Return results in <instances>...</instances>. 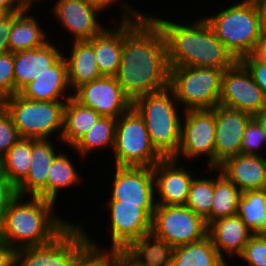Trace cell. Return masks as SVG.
Segmentation results:
<instances>
[{"mask_svg": "<svg viewBox=\"0 0 266 266\" xmlns=\"http://www.w3.org/2000/svg\"><path fill=\"white\" fill-rule=\"evenodd\" d=\"M208 170L209 174L219 172L217 177H214L211 213L205 218L207 225L214 220L237 215L238 201L242 193L218 168Z\"/></svg>", "mask_w": 266, "mask_h": 266, "instance_id": "f546056e", "label": "cell"}, {"mask_svg": "<svg viewBox=\"0 0 266 266\" xmlns=\"http://www.w3.org/2000/svg\"><path fill=\"white\" fill-rule=\"evenodd\" d=\"M174 247L152 232L133 241L123 252L138 266H171Z\"/></svg>", "mask_w": 266, "mask_h": 266, "instance_id": "4316f807", "label": "cell"}, {"mask_svg": "<svg viewBox=\"0 0 266 266\" xmlns=\"http://www.w3.org/2000/svg\"><path fill=\"white\" fill-rule=\"evenodd\" d=\"M260 1L262 0H241L239 2L245 4L257 5Z\"/></svg>", "mask_w": 266, "mask_h": 266, "instance_id": "db71d44e", "label": "cell"}, {"mask_svg": "<svg viewBox=\"0 0 266 266\" xmlns=\"http://www.w3.org/2000/svg\"><path fill=\"white\" fill-rule=\"evenodd\" d=\"M87 240L88 242L75 254L70 266H112L116 250L100 247L89 235Z\"/></svg>", "mask_w": 266, "mask_h": 266, "instance_id": "d590c367", "label": "cell"}, {"mask_svg": "<svg viewBox=\"0 0 266 266\" xmlns=\"http://www.w3.org/2000/svg\"><path fill=\"white\" fill-rule=\"evenodd\" d=\"M124 2L120 6L123 10L120 22L114 25L115 27L105 28L100 34L88 40L93 46L95 60L102 76H116L121 62L125 22L137 19L142 14L129 2Z\"/></svg>", "mask_w": 266, "mask_h": 266, "instance_id": "9a60e30c", "label": "cell"}, {"mask_svg": "<svg viewBox=\"0 0 266 266\" xmlns=\"http://www.w3.org/2000/svg\"><path fill=\"white\" fill-rule=\"evenodd\" d=\"M209 236L174 247L171 266H228Z\"/></svg>", "mask_w": 266, "mask_h": 266, "instance_id": "f1b7e54d", "label": "cell"}, {"mask_svg": "<svg viewBox=\"0 0 266 266\" xmlns=\"http://www.w3.org/2000/svg\"><path fill=\"white\" fill-rule=\"evenodd\" d=\"M64 55L48 68V71L27 84L19 93L23 97L35 101H67L73 97V92L69 91L71 88Z\"/></svg>", "mask_w": 266, "mask_h": 266, "instance_id": "603a6c76", "label": "cell"}, {"mask_svg": "<svg viewBox=\"0 0 266 266\" xmlns=\"http://www.w3.org/2000/svg\"><path fill=\"white\" fill-rule=\"evenodd\" d=\"M15 253L11 245L0 239V266H14Z\"/></svg>", "mask_w": 266, "mask_h": 266, "instance_id": "ee69618b", "label": "cell"}, {"mask_svg": "<svg viewBox=\"0 0 266 266\" xmlns=\"http://www.w3.org/2000/svg\"><path fill=\"white\" fill-rule=\"evenodd\" d=\"M215 113V168L227 158L240 154L243 134L253 115L220 104L212 109Z\"/></svg>", "mask_w": 266, "mask_h": 266, "instance_id": "ac0fdd59", "label": "cell"}, {"mask_svg": "<svg viewBox=\"0 0 266 266\" xmlns=\"http://www.w3.org/2000/svg\"><path fill=\"white\" fill-rule=\"evenodd\" d=\"M256 7L259 13L261 29L263 32H266V0L260 1Z\"/></svg>", "mask_w": 266, "mask_h": 266, "instance_id": "681fc988", "label": "cell"}, {"mask_svg": "<svg viewBox=\"0 0 266 266\" xmlns=\"http://www.w3.org/2000/svg\"><path fill=\"white\" fill-rule=\"evenodd\" d=\"M32 9L12 13V28L9 38L10 52L30 50L44 46L50 40L38 23V18L29 14Z\"/></svg>", "mask_w": 266, "mask_h": 266, "instance_id": "484cf974", "label": "cell"}, {"mask_svg": "<svg viewBox=\"0 0 266 266\" xmlns=\"http://www.w3.org/2000/svg\"><path fill=\"white\" fill-rule=\"evenodd\" d=\"M32 154V138H20L0 160V170L18 187L27 177Z\"/></svg>", "mask_w": 266, "mask_h": 266, "instance_id": "1f68e13d", "label": "cell"}, {"mask_svg": "<svg viewBox=\"0 0 266 266\" xmlns=\"http://www.w3.org/2000/svg\"><path fill=\"white\" fill-rule=\"evenodd\" d=\"M10 14L11 12L8 9L0 7V21L5 20Z\"/></svg>", "mask_w": 266, "mask_h": 266, "instance_id": "f5cc1de1", "label": "cell"}, {"mask_svg": "<svg viewBox=\"0 0 266 266\" xmlns=\"http://www.w3.org/2000/svg\"><path fill=\"white\" fill-rule=\"evenodd\" d=\"M151 232L177 247L204 239L208 236V225L185 204L156 205Z\"/></svg>", "mask_w": 266, "mask_h": 266, "instance_id": "9c48e42d", "label": "cell"}, {"mask_svg": "<svg viewBox=\"0 0 266 266\" xmlns=\"http://www.w3.org/2000/svg\"><path fill=\"white\" fill-rule=\"evenodd\" d=\"M219 104L251 115L266 106V97L262 89L240 60L223 70Z\"/></svg>", "mask_w": 266, "mask_h": 266, "instance_id": "4fadbf2b", "label": "cell"}, {"mask_svg": "<svg viewBox=\"0 0 266 266\" xmlns=\"http://www.w3.org/2000/svg\"><path fill=\"white\" fill-rule=\"evenodd\" d=\"M12 28V13L0 21V54L10 52L9 38Z\"/></svg>", "mask_w": 266, "mask_h": 266, "instance_id": "7bdbcfd3", "label": "cell"}, {"mask_svg": "<svg viewBox=\"0 0 266 266\" xmlns=\"http://www.w3.org/2000/svg\"><path fill=\"white\" fill-rule=\"evenodd\" d=\"M20 138L11 115L0 104V160Z\"/></svg>", "mask_w": 266, "mask_h": 266, "instance_id": "f35d334b", "label": "cell"}, {"mask_svg": "<svg viewBox=\"0 0 266 266\" xmlns=\"http://www.w3.org/2000/svg\"><path fill=\"white\" fill-rule=\"evenodd\" d=\"M14 53L0 54V104L16 94L14 90Z\"/></svg>", "mask_w": 266, "mask_h": 266, "instance_id": "74e56055", "label": "cell"}, {"mask_svg": "<svg viewBox=\"0 0 266 266\" xmlns=\"http://www.w3.org/2000/svg\"><path fill=\"white\" fill-rule=\"evenodd\" d=\"M184 114V115H183ZM181 139L173 157L193 159L206 155L208 168H215V113L212 109L182 111Z\"/></svg>", "mask_w": 266, "mask_h": 266, "instance_id": "8fae6325", "label": "cell"}, {"mask_svg": "<svg viewBox=\"0 0 266 266\" xmlns=\"http://www.w3.org/2000/svg\"><path fill=\"white\" fill-rule=\"evenodd\" d=\"M83 224H71L50 243L16 250L15 266H70L75 254L88 242Z\"/></svg>", "mask_w": 266, "mask_h": 266, "instance_id": "30bf717a", "label": "cell"}, {"mask_svg": "<svg viewBox=\"0 0 266 266\" xmlns=\"http://www.w3.org/2000/svg\"><path fill=\"white\" fill-rule=\"evenodd\" d=\"M51 140L32 138L30 169L26 179L17 187L18 195L47 200V173L53 159L61 152H56Z\"/></svg>", "mask_w": 266, "mask_h": 266, "instance_id": "7402d4cb", "label": "cell"}, {"mask_svg": "<svg viewBox=\"0 0 266 266\" xmlns=\"http://www.w3.org/2000/svg\"><path fill=\"white\" fill-rule=\"evenodd\" d=\"M70 53L64 56L67 63L68 82L73 92L82 84L100 78L93 46L88 40L72 41Z\"/></svg>", "mask_w": 266, "mask_h": 266, "instance_id": "d4e9b609", "label": "cell"}, {"mask_svg": "<svg viewBox=\"0 0 266 266\" xmlns=\"http://www.w3.org/2000/svg\"><path fill=\"white\" fill-rule=\"evenodd\" d=\"M24 198L18 195L10 203L0 225V239L15 250L48 244L71 224L58 216L54 202Z\"/></svg>", "mask_w": 266, "mask_h": 266, "instance_id": "3957f363", "label": "cell"}, {"mask_svg": "<svg viewBox=\"0 0 266 266\" xmlns=\"http://www.w3.org/2000/svg\"><path fill=\"white\" fill-rule=\"evenodd\" d=\"M117 119L108 116H101L98 121L86 132V134L71 149L79 156L87 157L92 151L114 147L115 129Z\"/></svg>", "mask_w": 266, "mask_h": 266, "instance_id": "836d02e7", "label": "cell"}, {"mask_svg": "<svg viewBox=\"0 0 266 266\" xmlns=\"http://www.w3.org/2000/svg\"><path fill=\"white\" fill-rule=\"evenodd\" d=\"M86 1L90 5H93L95 8H97L102 13V11L103 12L108 11L106 9L115 5V3L121 2L122 0H86Z\"/></svg>", "mask_w": 266, "mask_h": 266, "instance_id": "c3c4849f", "label": "cell"}, {"mask_svg": "<svg viewBox=\"0 0 266 266\" xmlns=\"http://www.w3.org/2000/svg\"><path fill=\"white\" fill-rule=\"evenodd\" d=\"M237 215L253 235L266 234V189L241 193Z\"/></svg>", "mask_w": 266, "mask_h": 266, "instance_id": "4dcf8cb0", "label": "cell"}, {"mask_svg": "<svg viewBox=\"0 0 266 266\" xmlns=\"http://www.w3.org/2000/svg\"><path fill=\"white\" fill-rule=\"evenodd\" d=\"M264 145H266V133L258 122L252 118L245 128L240 154L260 155L259 153L262 152L263 147L265 148Z\"/></svg>", "mask_w": 266, "mask_h": 266, "instance_id": "8d00e7d4", "label": "cell"}, {"mask_svg": "<svg viewBox=\"0 0 266 266\" xmlns=\"http://www.w3.org/2000/svg\"><path fill=\"white\" fill-rule=\"evenodd\" d=\"M213 193L214 178L205 175L200 178L194 177L185 205L205 219L211 213Z\"/></svg>", "mask_w": 266, "mask_h": 266, "instance_id": "e575fe53", "label": "cell"}, {"mask_svg": "<svg viewBox=\"0 0 266 266\" xmlns=\"http://www.w3.org/2000/svg\"><path fill=\"white\" fill-rule=\"evenodd\" d=\"M208 236L220 256L226 261L223 254L226 253L229 257L240 256L253 234L243 220L238 215H234L211 222L208 225Z\"/></svg>", "mask_w": 266, "mask_h": 266, "instance_id": "cb8c5ba5", "label": "cell"}, {"mask_svg": "<svg viewBox=\"0 0 266 266\" xmlns=\"http://www.w3.org/2000/svg\"><path fill=\"white\" fill-rule=\"evenodd\" d=\"M161 28L169 67H214L225 70L238 60L216 37L205 18L192 23L174 22L149 15Z\"/></svg>", "mask_w": 266, "mask_h": 266, "instance_id": "7a4b0ae2", "label": "cell"}, {"mask_svg": "<svg viewBox=\"0 0 266 266\" xmlns=\"http://www.w3.org/2000/svg\"><path fill=\"white\" fill-rule=\"evenodd\" d=\"M66 101H35L14 94L1 105L11 115L21 138L50 139L57 133L61 142Z\"/></svg>", "mask_w": 266, "mask_h": 266, "instance_id": "8992f818", "label": "cell"}, {"mask_svg": "<svg viewBox=\"0 0 266 266\" xmlns=\"http://www.w3.org/2000/svg\"><path fill=\"white\" fill-rule=\"evenodd\" d=\"M26 9L34 8V3L38 1H46V0H18Z\"/></svg>", "mask_w": 266, "mask_h": 266, "instance_id": "816d5d0a", "label": "cell"}, {"mask_svg": "<svg viewBox=\"0 0 266 266\" xmlns=\"http://www.w3.org/2000/svg\"><path fill=\"white\" fill-rule=\"evenodd\" d=\"M17 196V187L0 170V225L10 203Z\"/></svg>", "mask_w": 266, "mask_h": 266, "instance_id": "b9f144b4", "label": "cell"}, {"mask_svg": "<svg viewBox=\"0 0 266 266\" xmlns=\"http://www.w3.org/2000/svg\"><path fill=\"white\" fill-rule=\"evenodd\" d=\"M170 67L165 37L146 13L125 22L121 62L115 78L133 102L169 86Z\"/></svg>", "mask_w": 266, "mask_h": 266, "instance_id": "6da1fadb", "label": "cell"}, {"mask_svg": "<svg viewBox=\"0 0 266 266\" xmlns=\"http://www.w3.org/2000/svg\"><path fill=\"white\" fill-rule=\"evenodd\" d=\"M260 155L238 154L227 158L218 169L241 192L266 189V158Z\"/></svg>", "mask_w": 266, "mask_h": 266, "instance_id": "44dd1931", "label": "cell"}, {"mask_svg": "<svg viewBox=\"0 0 266 266\" xmlns=\"http://www.w3.org/2000/svg\"><path fill=\"white\" fill-rule=\"evenodd\" d=\"M111 197L120 204H156L153 169L115 166Z\"/></svg>", "mask_w": 266, "mask_h": 266, "instance_id": "e0dca14e", "label": "cell"}, {"mask_svg": "<svg viewBox=\"0 0 266 266\" xmlns=\"http://www.w3.org/2000/svg\"><path fill=\"white\" fill-rule=\"evenodd\" d=\"M52 43L49 41L40 48L14 52V90L16 93L48 71V68L63 56L65 52H61Z\"/></svg>", "mask_w": 266, "mask_h": 266, "instance_id": "ffe728a7", "label": "cell"}, {"mask_svg": "<svg viewBox=\"0 0 266 266\" xmlns=\"http://www.w3.org/2000/svg\"><path fill=\"white\" fill-rule=\"evenodd\" d=\"M54 4L51 11L55 20L60 23V27L73 35L69 40H90L107 27L98 20L102 13L86 0H57Z\"/></svg>", "mask_w": 266, "mask_h": 266, "instance_id": "2e32d148", "label": "cell"}, {"mask_svg": "<svg viewBox=\"0 0 266 266\" xmlns=\"http://www.w3.org/2000/svg\"><path fill=\"white\" fill-rule=\"evenodd\" d=\"M100 117V114L82 105L74 97L69 98L64 106L61 142L73 148Z\"/></svg>", "mask_w": 266, "mask_h": 266, "instance_id": "83f0119b", "label": "cell"}, {"mask_svg": "<svg viewBox=\"0 0 266 266\" xmlns=\"http://www.w3.org/2000/svg\"><path fill=\"white\" fill-rule=\"evenodd\" d=\"M240 61L250 71L255 83L266 97V63L259 61L253 54L244 56Z\"/></svg>", "mask_w": 266, "mask_h": 266, "instance_id": "60d3db41", "label": "cell"}, {"mask_svg": "<svg viewBox=\"0 0 266 266\" xmlns=\"http://www.w3.org/2000/svg\"><path fill=\"white\" fill-rule=\"evenodd\" d=\"M73 97L101 116L116 119L132 107V101L124 94L118 80L111 76L82 84L73 92Z\"/></svg>", "mask_w": 266, "mask_h": 266, "instance_id": "5bb4252c", "label": "cell"}, {"mask_svg": "<svg viewBox=\"0 0 266 266\" xmlns=\"http://www.w3.org/2000/svg\"><path fill=\"white\" fill-rule=\"evenodd\" d=\"M174 158H163L153 166L156 205H184L194 178L185 166ZM185 167V168H184Z\"/></svg>", "mask_w": 266, "mask_h": 266, "instance_id": "d6986e66", "label": "cell"}, {"mask_svg": "<svg viewBox=\"0 0 266 266\" xmlns=\"http://www.w3.org/2000/svg\"><path fill=\"white\" fill-rule=\"evenodd\" d=\"M253 55L261 62L266 63V32H263Z\"/></svg>", "mask_w": 266, "mask_h": 266, "instance_id": "f6af8a7d", "label": "cell"}, {"mask_svg": "<svg viewBox=\"0 0 266 266\" xmlns=\"http://www.w3.org/2000/svg\"><path fill=\"white\" fill-rule=\"evenodd\" d=\"M179 106L169 87L132 102L144 120L153 147L163 158H173L179 149L182 123Z\"/></svg>", "mask_w": 266, "mask_h": 266, "instance_id": "277c9868", "label": "cell"}, {"mask_svg": "<svg viewBox=\"0 0 266 266\" xmlns=\"http://www.w3.org/2000/svg\"><path fill=\"white\" fill-rule=\"evenodd\" d=\"M222 74L214 67H170L168 87L184 111L213 109L219 104Z\"/></svg>", "mask_w": 266, "mask_h": 266, "instance_id": "52a82bcc", "label": "cell"}, {"mask_svg": "<svg viewBox=\"0 0 266 266\" xmlns=\"http://www.w3.org/2000/svg\"><path fill=\"white\" fill-rule=\"evenodd\" d=\"M112 152L114 165L153 168L163 157L153 147L144 120L131 107L117 118Z\"/></svg>", "mask_w": 266, "mask_h": 266, "instance_id": "ba28073f", "label": "cell"}, {"mask_svg": "<svg viewBox=\"0 0 266 266\" xmlns=\"http://www.w3.org/2000/svg\"><path fill=\"white\" fill-rule=\"evenodd\" d=\"M239 257L250 266H266V236L253 235Z\"/></svg>", "mask_w": 266, "mask_h": 266, "instance_id": "ab89813d", "label": "cell"}, {"mask_svg": "<svg viewBox=\"0 0 266 266\" xmlns=\"http://www.w3.org/2000/svg\"><path fill=\"white\" fill-rule=\"evenodd\" d=\"M111 249L124 251L133 241L151 232L156 204H120L109 201Z\"/></svg>", "mask_w": 266, "mask_h": 266, "instance_id": "7c38bea8", "label": "cell"}, {"mask_svg": "<svg viewBox=\"0 0 266 266\" xmlns=\"http://www.w3.org/2000/svg\"><path fill=\"white\" fill-rule=\"evenodd\" d=\"M60 152L49 167L47 173V200L56 203L59 191L80 184L81 175H79L76 166L73 164L68 153Z\"/></svg>", "mask_w": 266, "mask_h": 266, "instance_id": "d6a6232c", "label": "cell"}, {"mask_svg": "<svg viewBox=\"0 0 266 266\" xmlns=\"http://www.w3.org/2000/svg\"><path fill=\"white\" fill-rule=\"evenodd\" d=\"M204 17L216 37L237 60L253 54L263 33L256 5L240 2Z\"/></svg>", "mask_w": 266, "mask_h": 266, "instance_id": "5b68a950", "label": "cell"}, {"mask_svg": "<svg viewBox=\"0 0 266 266\" xmlns=\"http://www.w3.org/2000/svg\"><path fill=\"white\" fill-rule=\"evenodd\" d=\"M112 266H138L123 251H116Z\"/></svg>", "mask_w": 266, "mask_h": 266, "instance_id": "bcb514c9", "label": "cell"}, {"mask_svg": "<svg viewBox=\"0 0 266 266\" xmlns=\"http://www.w3.org/2000/svg\"><path fill=\"white\" fill-rule=\"evenodd\" d=\"M253 118L258 122L262 130L266 133V106L259 112L254 114Z\"/></svg>", "mask_w": 266, "mask_h": 266, "instance_id": "f907efd6", "label": "cell"}, {"mask_svg": "<svg viewBox=\"0 0 266 266\" xmlns=\"http://www.w3.org/2000/svg\"><path fill=\"white\" fill-rule=\"evenodd\" d=\"M0 7L8 9L11 13L26 10V8L18 0H0Z\"/></svg>", "mask_w": 266, "mask_h": 266, "instance_id": "7dc6e473", "label": "cell"}]
</instances>
